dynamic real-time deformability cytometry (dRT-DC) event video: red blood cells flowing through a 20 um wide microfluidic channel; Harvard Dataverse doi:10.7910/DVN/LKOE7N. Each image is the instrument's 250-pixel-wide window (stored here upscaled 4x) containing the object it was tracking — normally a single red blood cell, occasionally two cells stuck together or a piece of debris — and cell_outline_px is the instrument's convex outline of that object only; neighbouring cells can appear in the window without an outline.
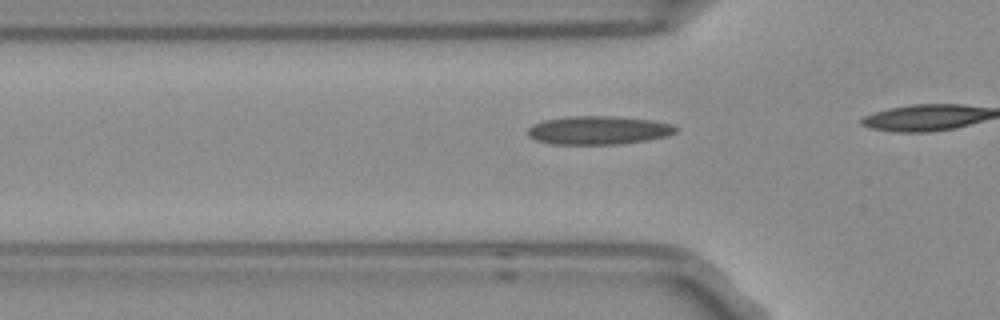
{"species": "Egyptian fruit bat (a non-hibernating species)", "species_latin": "Rousettus aegyptiacus", "temperature_condition": "room temperature", "stored_images_in_passage": 9, "camera_frame_rate_fps": 3000, "um_per_image_px": 0.085, "frame": {"image": 1, "passage_image": 4, "time_ms": 1.0, "image_size_px": [1000, 320], "cell_outline_px": [[680, 128], [676, 132], [668, 136], [648, 140], [620, 144], [552, 144], [536, 140], [528, 136], [524, 132], [532, 124], [544, 120], [568, 116], [612, 116], [652, 120], [672, 124]], "centroid_in_image_um": [50.86, 11.07], "position_along_channel_um": 74.9, "area_um2": 24.85}}